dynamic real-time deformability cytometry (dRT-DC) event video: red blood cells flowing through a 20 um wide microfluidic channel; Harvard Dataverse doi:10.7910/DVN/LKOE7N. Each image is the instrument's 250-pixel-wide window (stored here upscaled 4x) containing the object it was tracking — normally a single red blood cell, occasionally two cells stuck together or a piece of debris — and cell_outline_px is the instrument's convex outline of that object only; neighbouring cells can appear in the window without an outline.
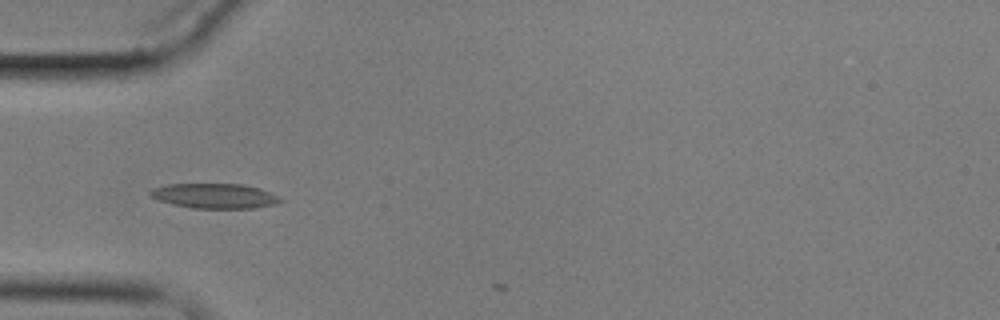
{"species": "common noctule bat (a hibernating species)", "species_latin": "Nyctalus noctula", "temperature_condition": "cold", "stored_images_in_passage": 8, "camera_frame_rate_fps": 3000, "um_per_image_px": 0.085, "animal": {"sex": "male", "body_mass_g": 17.9}, "frame": {"image": 1, "passage_image": 5, "time_ms": 5.667, "image_size_px": [1000, 320], "cell_outline_px": [[284, 200], [276, 204], [256, 208], [192, 208], [172, 204], [148, 196], [148, 192], [152, 188], [168, 184], [244, 184], [260, 188], [280, 196]], "centroid_in_image_um": [18.26, 16.65], "position_along_channel_um": 66.7, "area_um2": 19.07}}
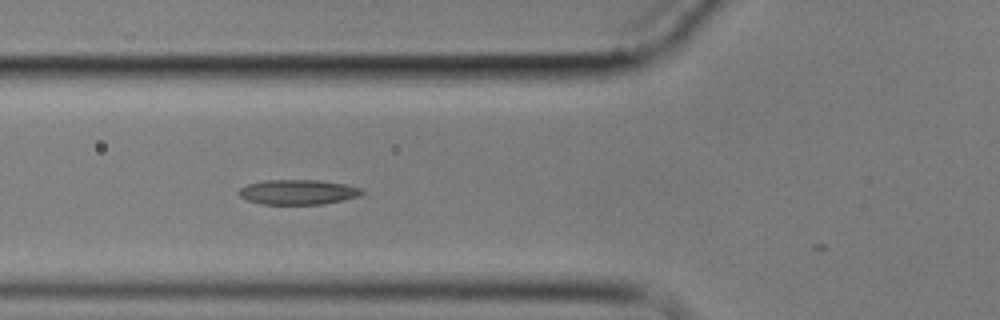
{"frame": {"image": 2, "passage_image": 6, "time_ms": 6.667, "image_size_px": [1000, 320], "cell_outline_px": [[364, 192], [360, 196], [344, 200], [324, 204], [260, 204], [248, 200], [240, 196], [236, 192], [240, 188], [248, 184], [264, 180], [320, 180], [344, 184], [364, 188]], "centroid_in_image_um": [25.35, 16.32], "position_along_channel_um": 100.4, "area_um2": 18.03}}
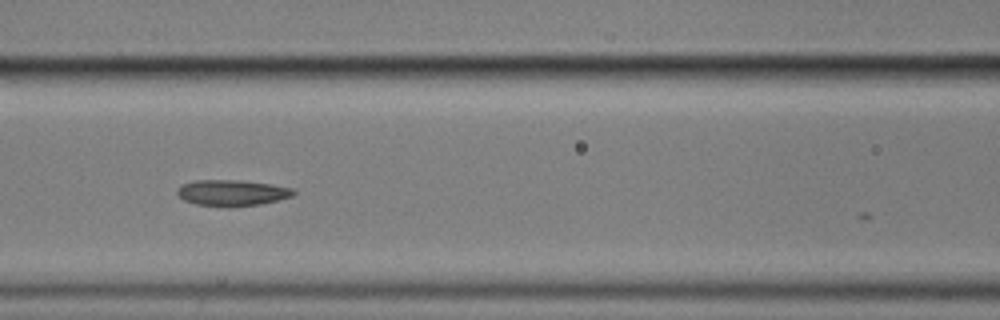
{"frame": {"image": 3, "passage_image": 7, "time_ms": 8.0, "image_size_px": [1000, 320], "cell_outline_px": [[296, 192], [292, 196], [260, 204], [224, 208], [196, 204], [184, 200], [176, 192], [184, 184], [196, 180], [240, 180], [272, 184], [292, 188]], "centroid_in_image_um": [19.73, 16.4], "position_along_channel_um": 146.9, "area_um2": 17.63}}